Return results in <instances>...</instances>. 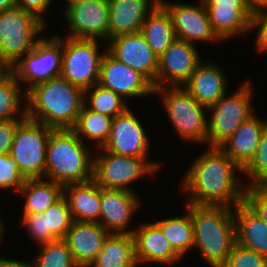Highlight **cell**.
Here are the masks:
<instances>
[{"mask_svg":"<svg viewBox=\"0 0 267 267\" xmlns=\"http://www.w3.org/2000/svg\"><path fill=\"white\" fill-rule=\"evenodd\" d=\"M208 148L194 159L181 183L190 197L187 204L235 208L245 197L246 186H239L235 174L243 170L220 147Z\"/></svg>","mask_w":267,"mask_h":267,"instance_id":"6da1fadb","label":"cell"},{"mask_svg":"<svg viewBox=\"0 0 267 267\" xmlns=\"http://www.w3.org/2000/svg\"><path fill=\"white\" fill-rule=\"evenodd\" d=\"M27 118L54 130L73 129L84 104V91L62 76L26 93Z\"/></svg>","mask_w":267,"mask_h":267,"instance_id":"7a4b0ae2","label":"cell"},{"mask_svg":"<svg viewBox=\"0 0 267 267\" xmlns=\"http://www.w3.org/2000/svg\"><path fill=\"white\" fill-rule=\"evenodd\" d=\"M194 229V248L210 267H221L236 242L234 208L187 204ZM233 212V213H232Z\"/></svg>","mask_w":267,"mask_h":267,"instance_id":"3957f363","label":"cell"},{"mask_svg":"<svg viewBox=\"0 0 267 267\" xmlns=\"http://www.w3.org/2000/svg\"><path fill=\"white\" fill-rule=\"evenodd\" d=\"M72 129L53 130L46 150L45 179L62 186L93 178V153Z\"/></svg>","mask_w":267,"mask_h":267,"instance_id":"277c9868","label":"cell"},{"mask_svg":"<svg viewBox=\"0 0 267 267\" xmlns=\"http://www.w3.org/2000/svg\"><path fill=\"white\" fill-rule=\"evenodd\" d=\"M154 94L162 96V103L175 131L187 142H207L208 107L199 104L182 86L166 85L154 88Z\"/></svg>","mask_w":267,"mask_h":267,"instance_id":"5b68a950","label":"cell"},{"mask_svg":"<svg viewBox=\"0 0 267 267\" xmlns=\"http://www.w3.org/2000/svg\"><path fill=\"white\" fill-rule=\"evenodd\" d=\"M46 25L18 6L0 12V60L12 67L41 39Z\"/></svg>","mask_w":267,"mask_h":267,"instance_id":"8992f818","label":"cell"},{"mask_svg":"<svg viewBox=\"0 0 267 267\" xmlns=\"http://www.w3.org/2000/svg\"><path fill=\"white\" fill-rule=\"evenodd\" d=\"M251 82L246 80L230 96L226 94L208 107L210 119L207 121V143L209 147H219L254 114Z\"/></svg>","mask_w":267,"mask_h":267,"instance_id":"52a82bcc","label":"cell"},{"mask_svg":"<svg viewBox=\"0 0 267 267\" xmlns=\"http://www.w3.org/2000/svg\"><path fill=\"white\" fill-rule=\"evenodd\" d=\"M53 130L27 117L18 125L9 155L25 179H43L48 138Z\"/></svg>","mask_w":267,"mask_h":267,"instance_id":"ba28073f","label":"cell"},{"mask_svg":"<svg viewBox=\"0 0 267 267\" xmlns=\"http://www.w3.org/2000/svg\"><path fill=\"white\" fill-rule=\"evenodd\" d=\"M103 153L93 158V180L104 189L134 192L130 183L158 171L157 162L149 158L117 155L99 148ZM132 188V189H131Z\"/></svg>","mask_w":267,"mask_h":267,"instance_id":"9c48e42d","label":"cell"},{"mask_svg":"<svg viewBox=\"0 0 267 267\" xmlns=\"http://www.w3.org/2000/svg\"><path fill=\"white\" fill-rule=\"evenodd\" d=\"M98 49L97 39H62L60 76L83 91L98 84L100 63L104 55V51L102 54Z\"/></svg>","mask_w":267,"mask_h":267,"instance_id":"30bf717a","label":"cell"},{"mask_svg":"<svg viewBox=\"0 0 267 267\" xmlns=\"http://www.w3.org/2000/svg\"><path fill=\"white\" fill-rule=\"evenodd\" d=\"M23 57L11 67V71L17 80L31 83L25 90L27 93L34 86L60 76L62 38L57 33L51 38L41 37Z\"/></svg>","mask_w":267,"mask_h":267,"instance_id":"8fae6325","label":"cell"},{"mask_svg":"<svg viewBox=\"0 0 267 267\" xmlns=\"http://www.w3.org/2000/svg\"><path fill=\"white\" fill-rule=\"evenodd\" d=\"M160 4L167 10L171 17L176 39L194 44L200 42H213L220 39L214 33L208 18L205 6L200 0L199 5L189 3H168Z\"/></svg>","mask_w":267,"mask_h":267,"instance_id":"7c38bea8","label":"cell"},{"mask_svg":"<svg viewBox=\"0 0 267 267\" xmlns=\"http://www.w3.org/2000/svg\"><path fill=\"white\" fill-rule=\"evenodd\" d=\"M105 49L118 61L143 75L156 88L159 57L140 32L112 38Z\"/></svg>","mask_w":267,"mask_h":267,"instance_id":"4fadbf2b","label":"cell"},{"mask_svg":"<svg viewBox=\"0 0 267 267\" xmlns=\"http://www.w3.org/2000/svg\"><path fill=\"white\" fill-rule=\"evenodd\" d=\"M69 35L74 39H105L108 42V0H85L64 10Z\"/></svg>","mask_w":267,"mask_h":267,"instance_id":"5bb4252c","label":"cell"},{"mask_svg":"<svg viewBox=\"0 0 267 267\" xmlns=\"http://www.w3.org/2000/svg\"><path fill=\"white\" fill-rule=\"evenodd\" d=\"M136 115L128 107L113 118L109 138L103 150L125 156L147 158L150 139Z\"/></svg>","mask_w":267,"mask_h":267,"instance_id":"9a60e30c","label":"cell"},{"mask_svg":"<svg viewBox=\"0 0 267 267\" xmlns=\"http://www.w3.org/2000/svg\"><path fill=\"white\" fill-rule=\"evenodd\" d=\"M98 84L126 99L154 94L153 85L143 75L118 61L107 50L100 63Z\"/></svg>","mask_w":267,"mask_h":267,"instance_id":"2e32d148","label":"cell"},{"mask_svg":"<svg viewBox=\"0 0 267 267\" xmlns=\"http://www.w3.org/2000/svg\"><path fill=\"white\" fill-rule=\"evenodd\" d=\"M196 48L195 44L175 39L159 56L156 88L183 86L201 62Z\"/></svg>","mask_w":267,"mask_h":267,"instance_id":"e0dca14e","label":"cell"},{"mask_svg":"<svg viewBox=\"0 0 267 267\" xmlns=\"http://www.w3.org/2000/svg\"><path fill=\"white\" fill-rule=\"evenodd\" d=\"M138 198L135 192L101 188L99 224L108 233L133 234L128 225L141 204Z\"/></svg>","mask_w":267,"mask_h":267,"instance_id":"ac0fdd59","label":"cell"},{"mask_svg":"<svg viewBox=\"0 0 267 267\" xmlns=\"http://www.w3.org/2000/svg\"><path fill=\"white\" fill-rule=\"evenodd\" d=\"M159 3L160 0H108V41L120 35L139 33L142 23Z\"/></svg>","mask_w":267,"mask_h":267,"instance_id":"d6986e66","label":"cell"},{"mask_svg":"<svg viewBox=\"0 0 267 267\" xmlns=\"http://www.w3.org/2000/svg\"><path fill=\"white\" fill-rule=\"evenodd\" d=\"M133 230L137 264L153 262L163 266L180 261L181 257L173 250L155 222L142 224L139 229Z\"/></svg>","mask_w":267,"mask_h":267,"instance_id":"ffe728a7","label":"cell"},{"mask_svg":"<svg viewBox=\"0 0 267 267\" xmlns=\"http://www.w3.org/2000/svg\"><path fill=\"white\" fill-rule=\"evenodd\" d=\"M109 233L97 222L73 221L64 240L79 267H89Z\"/></svg>","mask_w":267,"mask_h":267,"instance_id":"44dd1931","label":"cell"},{"mask_svg":"<svg viewBox=\"0 0 267 267\" xmlns=\"http://www.w3.org/2000/svg\"><path fill=\"white\" fill-rule=\"evenodd\" d=\"M223 72L215 62L201 61L183 87L199 104L209 107L227 93V77Z\"/></svg>","mask_w":267,"mask_h":267,"instance_id":"7402d4cb","label":"cell"},{"mask_svg":"<svg viewBox=\"0 0 267 267\" xmlns=\"http://www.w3.org/2000/svg\"><path fill=\"white\" fill-rule=\"evenodd\" d=\"M266 127L267 119L262 120L253 115L240 124L219 147L243 170L254 157Z\"/></svg>","mask_w":267,"mask_h":267,"instance_id":"603a6c76","label":"cell"},{"mask_svg":"<svg viewBox=\"0 0 267 267\" xmlns=\"http://www.w3.org/2000/svg\"><path fill=\"white\" fill-rule=\"evenodd\" d=\"M236 243L267 258V223L244 200L234 208Z\"/></svg>","mask_w":267,"mask_h":267,"instance_id":"cb8c5ba5","label":"cell"},{"mask_svg":"<svg viewBox=\"0 0 267 267\" xmlns=\"http://www.w3.org/2000/svg\"><path fill=\"white\" fill-rule=\"evenodd\" d=\"M63 196L74 221L99 223L101 187L93 179L63 186Z\"/></svg>","mask_w":267,"mask_h":267,"instance_id":"d4e9b609","label":"cell"},{"mask_svg":"<svg viewBox=\"0 0 267 267\" xmlns=\"http://www.w3.org/2000/svg\"><path fill=\"white\" fill-rule=\"evenodd\" d=\"M212 30L221 40L242 36L251 32L250 25L254 13L249 6L204 5Z\"/></svg>","mask_w":267,"mask_h":267,"instance_id":"484cf974","label":"cell"},{"mask_svg":"<svg viewBox=\"0 0 267 267\" xmlns=\"http://www.w3.org/2000/svg\"><path fill=\"white\" fill-rule=\"evenodd\" d=\"M133 234L109 233L89 267H136Z\"/></svg>","mask_w":267,"mask_h":267,"instance_id":"4316f807","label":"cell"},{"mask_svg":"<svg viewBox=\"0 0 267 267\" xmlns=\"http://www.w3.org/2000/svg\"><path fill=\"white\" fill-rule=\"evenodd\" d=\"M140 33L159 57L176 39L171 17L159 3L142 23Z\"/></svg>","mask_w":267,"mask_h":267,"instance_id":"83f0119b","label":"cell"},{"mask_svg":"<svg viewBox=\"0 0 267 267\" xmlns=\"http://www.w3.org/2000/svg\"><path fill=\"white\" fill-rule=\"evenodd\" d=\"M19 193L25 196L23 215L44 213L63 196V186L44 178L26 179Z\"/></svg>","mask_w":267,"mask_h":267,"instance_id":"f1b7e54d","label":"cell"},{"mask_svg":"<svg viewBox=\"0 0 267 267\" xmlns=\"http://www.w3.org/2000/svg\"><path fill=\"white\" fill-rule=\"evenodd\" d=\"M113 118L88 109L84 104L78 116L77 123L72 129L81 141L86 137L93 140L95 147L102 148L107 142Z\"/></svg>","mask_w":267,"mask_h":267,"instance_id":"f546056e","label":"cell"},{"mask_svg":"<svg viewBox=\"0 0 267 267\" xmlns=\"http://www.w3.org/2000/svg\"><path fill=\"white\" fill-rule=\"evenodd\" d=\"M180 217L167 218L155 222L173 250L182 258L194 246V229L190 212Z\"/></svg>","mask_w":267,"mask_h":267,"instance_id":"4dcf8cb0","label":"cell"},{"mask_svg":"<svg viewBox=\"0 0 267 267\" xmlns=\"http://www.w3.org/2000/svg\"><path fill=\"white\" fill-rule=\"evenodd\" d=\"M92 89L94 91H92ZM89 90L92 91V93ZM89 92L90 96H88ZM84 105L94 112H98L112 118L116 117L128 108L125 99L99 84L84 90Z\"/></svg>","mask_w":267,"mask_h":267,"instance_id":"1f68e13d","label":"cell"},{"mask_svg":"<svg viewBox=\"0 0 267 267\" xmlns=\"http://www.w3.org/2000/svg\"><path fill=\"white\" fill-rule=\"evenodd\" d=\"M19 86V81L12 73L0 83V121L27 117L26 107L20 110V97L26 101V92L20 91Z\"/></svg>","mask_w":267,"mask_h":267,"instance_id":"d6a6232c","label":"cell"},{"mask_svg":"<svg viewBox=\"0 0 267 267\" xmlns=\"http://www.w3.org/2000/svg\"><path fill=\"white\" fill-rule=\"evenodd\" d=\"M41 247L40 254L31 260L32 267H79L64 239H56Z\"/></svg>","mask_w":267,"mask_h":267,"instance_id":"836d02e7","label":"cell"},{"mask_svg":"<svg viewBox=\"0 0 267 267\" xmlns=\"http://www.w3.org/2000/svg\"><path fill=\"white\" fill-rule=\"evenodd\" d=\"M43 214L46 230H49L55 239H64L74 221L66 198L62 196Z\"/></svg>","mask_w":267,"mask_h":267,"instance_id":"e575fe53","label":"cell"},{"mask_svg":"<svg viewBox=\"0 0 267 267\" xmlns=\"http://www.w3.org/2000/svg\"><path fill=\"white\" fill-rule=\"evenodd\" d=\"M242 173L252 180L247 185L244 184L245 186L267 183V127L261 134L254 157Z\"/></svg>","mask_w":267,"mask_h":267,"instance_id":"d590c367","label":"cell"},{"mask_svg":"<svg viewBox=\"0 0 267 267\" xmlns=\"http://www.w3.org/2000/svg\"><path fill=\"white\" fill-rule=\"evenodd\" d=\"M221 267H267V258L235 242Z\"/></svg>","mask_w":267,"mask_h":267,"instance_id":"8d00e7d4","label":"cell"},{"mask_svg":"<svg viewBox=\"0 0 267 267\" xmlns=\"http://www.w3.org/2000/svg\"><path fill=\"white\" fill-rule=\"evenodd\" d=\"M25 180L9 153L0 154V188H13L19 192Z\"/></svg>","mask_w":267,"mask_h":267,"instance_id":"74e56055","label":"cell"},{"mask_svg":"<svg viewBox=\"0 0 267 267\" xmlns=\"http://www.w3.org/2000/svg\"><path fill=\"white\" fill-rule=\"evenodd\" d=\"M22 225L26 227L28 234L38 243L40 246L47 244L48 242L56 240L46 230L45 215L43 213L22 215Z\"/></svg>","mask_w":267,"mask_h":267,"instance_id":"f35d334b","label":"cell"},{"mask_svg":"<svg viewBox=\"0 0 267 267\" xmlns=\"http://www.w3.org/2000/svg\"><path fill=\"white\" fill-rule=\"evenodd\" d=\"M244 200L267 223V183L246 186Z\"/></svg>","mask_w":267,"mask_h":267,"instance_id":"ab89813d","label":"cell"},{"mask_svg":"<svg viewBox=\"0 0 267 267\" xmlns=\"http://www.w3.org/2000/svg\"><path fill=\"white\" fill-rule=\"evenodd\" d=\"M24 119H9L0 121V154L10 152L18 125Z\"/></svg>","mask_w":267,"mask_h":267,"instance_id":"60d3db41","label":"cell"},{"mask_svg":"<svg viewBox=\"0 0 267 267\" xmlns=\"http://www.w3.org/2000/svg\"><path fill=\"white\" fill-rule=\"evenodd\" d=\"M257 29L256 49L260 52L267 51V11L254 13L251 19L250 30Z\"/></svg>","mask_w":267,"mask_h":267,"instance_id":"b9f144b4","label":"cell"},{"mask_svg":"<svg viewBox=\"0 0 267 267\" xmlns=\"http://www.w3.org/2000/svg\"><path fill=\"white\" fill-rule=\"evenodd\" d=\"M52 1L54 0H16V6L26 12L32 13L46 25V21H44V13L50 8Z\"/></svg>","mask_w":267,"mask_h":267,"instance_id":"7bdbcfd3","label":"cell"},{"mask_svg":"<svg viewBox=\"0 0 267 267\" xmlns=\"http://www.w3.org/2000/svg\"><path fill=\"white\" fill-rule=\"evenodd\" d=\"M204 5L249 6L248 0H202Z\"/></svg>","mask_w":267,"mask_h":267,"instance_id":"ee69618b","label":"cell"},{"mask_svg":"<svg viewBox=\"0 0 267 267\" xmlns=\"http://www.w3.org/2000/svg\"><path fill=\"white\" fill-rule=\"evenodd\" d=\"M0 267H32L31 261H18L15 259L0 258Z\"/></svg>","mask_w":267,"mask_h":267,"instance_id":"f6af8a7d","label":"cell"},{"mask_svg":"<svg viewBox=\"0 0 267 267\" xmlns=\"http://www.w3.org/2000/svg\"><path fill=\"white\" fill-rule=\"evenodd\" d=\"M248 4L253 13L267 11V0H248Z\"/></svg>","mask_w":267,"mask_h":267,"instance_id":"bcb514c9","label":"cell"},{"mask_svg":"<svg viewBox=\"0 0 267 267\" xmlns=\"http://www.w3.org/2000/svg\"><path fill=\"white\" fill-rule=\"evenodd\" d=\"M12 73L11 67L3 60H0V83Z\"/></svg>","mask_w":267,"mask_h":267,"instance_id":"7dc6e473","label":"cell"},{"mask_svg":"<svg viewBox=\"0 0 267 267\" xmlns=\"http://www.w3.org/2000/svg\"><path fill=\"white\" fill-rule=\"evenodd\" d=\"M16 6V0H0V12Z\"/></svg>","mask_w":267,"mask_h":267,"instance_id":"c3c4849f","label":"cell"},{"mask_svg":"<svg viewBox=\"0 0 267 267\" xmlns=\"http://www.w3.org/2000/svg\"><path fill=\"white\" fill-rule=\"evenodd\" d=\"M0 215H1V214H0ZM0 217H1V216H0ZM4 224H5V223H3V220L0 218V240H2L4 231H5Z\"/></svg>","mask_w":267,"mask_h":267,"instance_id":"681fc988","label":"cell"},{"mask_svg":"<svg viewBox=\"0 0 267 267\" xmlns=\"http://www.w3.org/2000/svg\"><path fill=\"white\" fill-rule=\"evenodd\" d=\"M84 1L85 0H67L68 5H66V8L65 9H67L71 5H74V4H77V3H81V2H84Z\"/></svg>","mask_w":267,"mask_h":267,"instance_id":"f907efd6","label":"cell"}]
</instances>
